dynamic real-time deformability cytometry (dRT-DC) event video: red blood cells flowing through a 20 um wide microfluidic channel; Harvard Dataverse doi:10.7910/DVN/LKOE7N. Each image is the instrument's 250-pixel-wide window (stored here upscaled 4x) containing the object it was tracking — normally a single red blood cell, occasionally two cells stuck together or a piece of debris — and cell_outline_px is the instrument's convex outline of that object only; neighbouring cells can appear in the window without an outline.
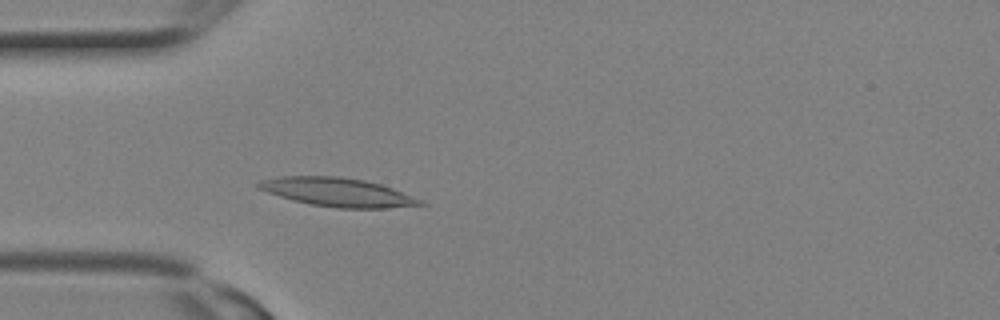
{"species": "Egyptian fruit bat (a non-hibernating species)", "species_latin": "Rousettus aegyptiacus", "temperature_condition": "room temperature", "stored_images_in_passage": 2, "camera_frame_rate_fps": 3000, "um_per_image_px": 0.085, "animal": {"sex": "female"}, "frame": {"image": 1, "passage_image": 2, "time_ms": 0.333, "image_size_px": [1000, 320], "cell_outline_px": [[428, 204], [388, 208], [336, 208], [308, 204], [292, 200], [256, 188], [256, 184], [260, 180], [284, 176], [336, 176], [364, 180], [380, 184], [392, 188], [420, 200]], "centroid_in_image_um": [28.65, 16.34], "position_along_channel_um": 56.3, "area_um2": 26.82}}